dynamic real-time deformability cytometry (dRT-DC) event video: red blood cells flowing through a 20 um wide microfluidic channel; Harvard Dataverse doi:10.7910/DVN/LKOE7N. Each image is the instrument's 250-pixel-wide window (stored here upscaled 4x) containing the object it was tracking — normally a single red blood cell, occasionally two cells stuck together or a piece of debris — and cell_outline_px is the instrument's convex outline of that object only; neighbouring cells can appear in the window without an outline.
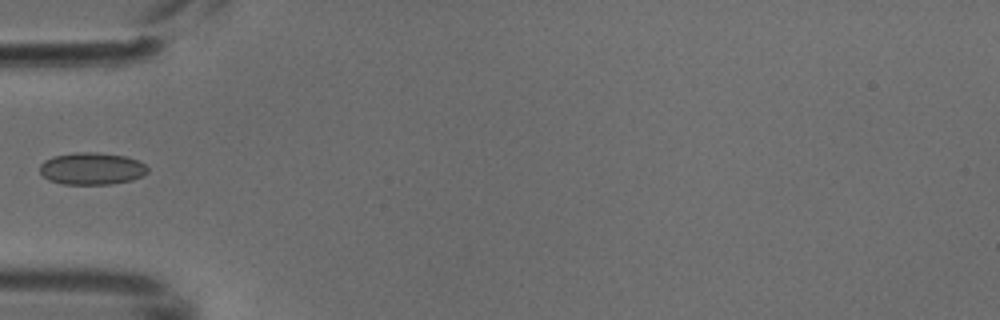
{"species": "common noctule bat (a hibernating species)", "species_latin": "Nyctalus noctula", "temperature_condition": "cold", "stored_images_in_passage": 3, "camera_frame_rate_fps": 3000, "um_per_image_px": 0.085, "animal": {"sex": "male", "body_mass_g": 18.8}, "frame": {"image": 1, "passage_image": 3, "time_ms": 0.667, "image_size_px": [1000, 320], "cell_outline_px": [[148, 172], [144, 176], [132, 180], [112, 184], [64, 184], [48, 180], [40, 172], [40, 164], [44, 160], [52, 156], [76, 152], [96, 152], [124, 156], [136, 160], [144, 164], [148, 168]], "centroid_in_image_um": [7.79, 14.33], "position_along_channel_um": 77.2, "area_um2": 20.29}}